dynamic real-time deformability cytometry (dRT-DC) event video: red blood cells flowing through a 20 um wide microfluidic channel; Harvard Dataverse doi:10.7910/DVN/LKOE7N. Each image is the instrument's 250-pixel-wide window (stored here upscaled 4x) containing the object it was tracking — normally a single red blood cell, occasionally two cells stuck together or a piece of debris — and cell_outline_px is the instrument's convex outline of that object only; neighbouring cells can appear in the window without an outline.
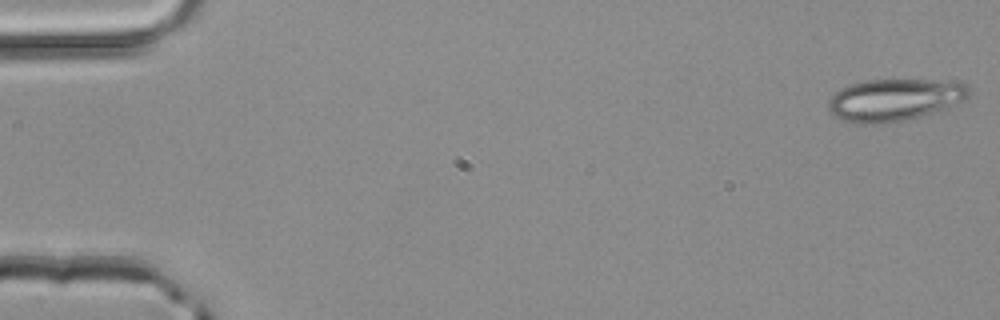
{"species": "common noctule bat (a hibernating species)", "species_latin": "Nyctalus noctula", "temperature_condition": "room temperature", "stored_images_in_passage": 50, "camera_frame_rate_fps": 3000, "um_per_image_px": 0.085, "animal": {"sex": "male", "body_mass_g": 20.4}, "frame": {"image": 1, "passage_image": 1, "time_ms": 0.0, "image_size_px": [1000, 320], "cell_outline_px": [[972, 92], [964, 100], [944, 108], [904, 120], [876, 124], [856, 124], [840, 120], [828, 108], [828, 100], [836, 92], [852, 84], [864, 80], [924, 80], [968, 84]], "centroid_in_image_um": [75.99, 8.49], "position_along_channel_um": 9.0, "area_um2": 33.99}}
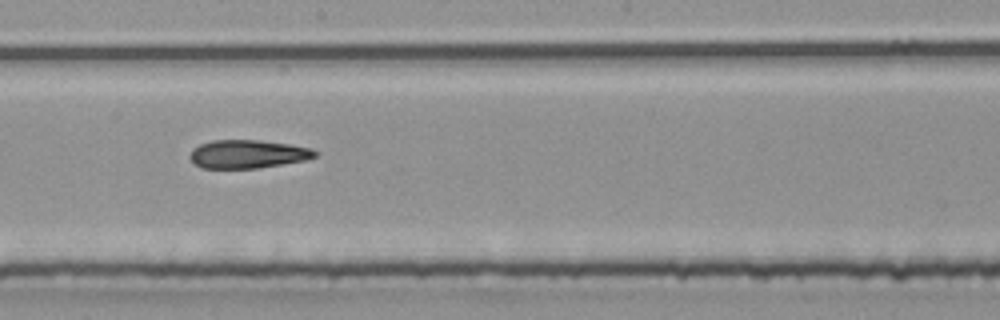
{"frame": {"image": 2, "passage_image": 28, "time_ms": 9.0, "image_size_px": [1000, 320], "cell_outline_px": [[320, 152], [316, 156], [304, 160], [256, 168], [200, 168], [192, 164], [188, 156], [192, 148], [200, 144], [212, 140], [260, 140], [292, 144], [312, 148]], "centroid_in_image_um": [21.02, 13.09], "position_along_channel_um": 227.2, "area_um2": 20.92}}
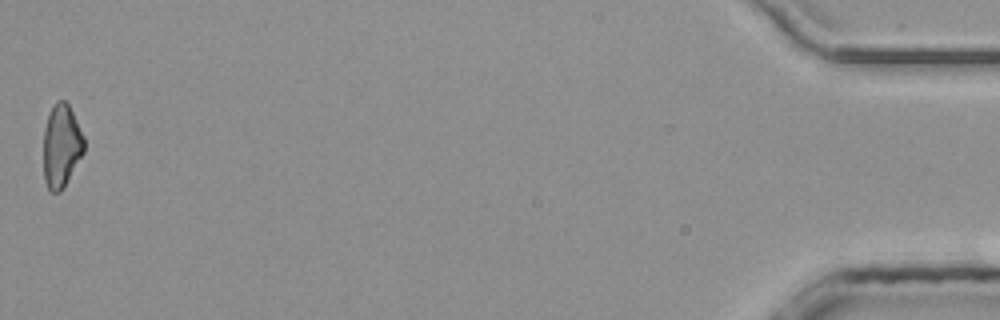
{"frame": {"image": 3, "passage_image": 50, "time_ms": 16.333, "image_size_px": [1000, 320], "cell_outline_px": [[84, 152], [64, 188], [60, 192], [52, 192], [48, 188], [44, 180], [44, 128], [48, 112], [52, 104], [56, 100], [64, 100], [68, 104], [84, 136]], "centroid_in_image_um": [5.21, 12.39], "position_along_channel_um": 430.0, "area_um2": 19.83}, "authors_computed_cell_mechanics": {"area_um2": 21.2704, "velocity_mm_per_s": 4.1538, "shape_relaxation_time_tau1_ms": null, "shape_relaxation_time_tau2_ms": 10.0103, "deformation_change_tau1": null, "deformation_change_tau2": 0.2256}}